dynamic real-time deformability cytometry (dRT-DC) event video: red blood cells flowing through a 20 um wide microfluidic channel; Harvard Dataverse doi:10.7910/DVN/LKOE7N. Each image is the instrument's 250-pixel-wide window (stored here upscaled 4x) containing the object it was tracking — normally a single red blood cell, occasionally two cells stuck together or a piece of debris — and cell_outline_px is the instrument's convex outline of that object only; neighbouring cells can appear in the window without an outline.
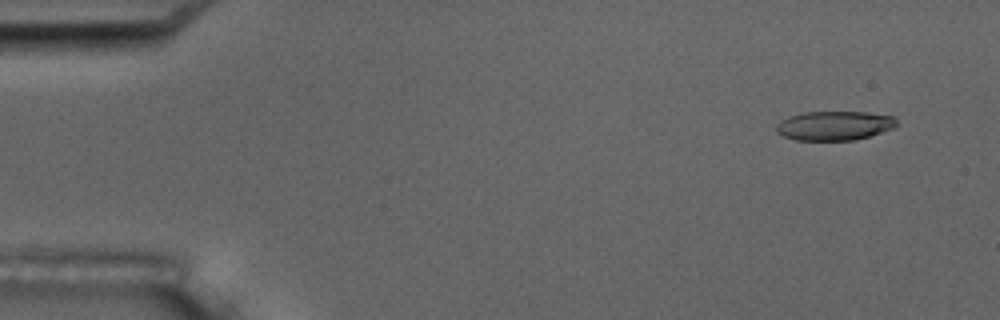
{"species": "common noctule bat (a hibernating species)", "species_latin": "Nyctalus noctula", "temperature_condition": "room temperature", "stored_images_in_passage": 51, "camera_frame_rate_fps": 3000, "um_per_image_px": 0.085, "animal": {"sex": "male", "body_mass_g": 17.5, "forearm_length_mm": 52.3}, "frame": {"image": 1, "passage_image": 1, "time_ms": 0.0, "image_size_px": [1000, 320], "cell_outline_px": [[896, 128], [856, 140], [796, 140], [784, 136], [776, 132], [776, 124], [780, 120], [788, 116], [804, 112], [864, 112], [896, 116]], "centroid_in_image_um": [70.93, 10.68], "position_along_channel_um": 14.1, "area_um2": 20.69}}
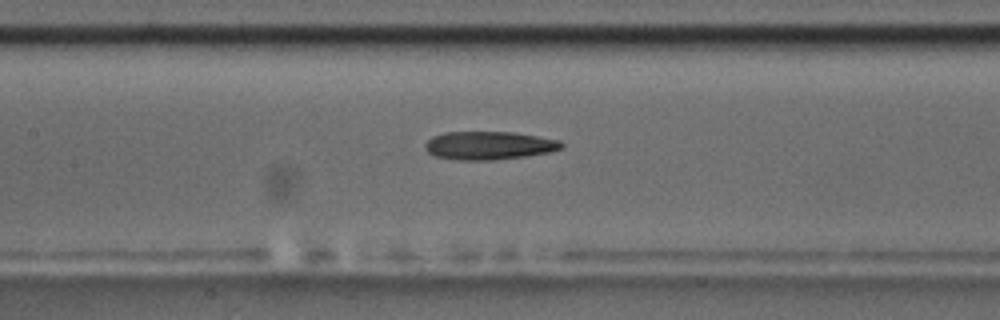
{"frame": {"image": 2, "passage_image": 22, "time_ms": 7.0, "image_size_px": [1000, 320], "cell_outline_px": [[564, 148], [548, 152], [524, 156], [492, 160], [456, 160], [436, 156], [428, 152], [424, 148], [424, 144], [432, 136], [444, 132], [512, 132], [560, 140], [564, 144]], "centroid_in_image_um": [41.54, 12.36], "position_along_channel_um": 165.9, "area_um2": 22.43}}
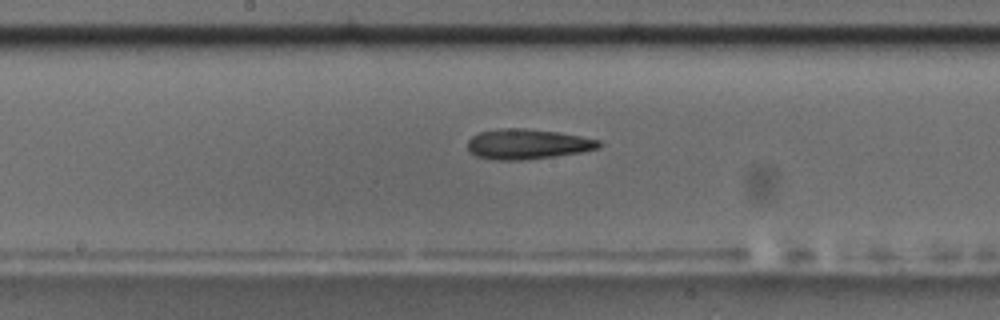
{"frame": {"image": 3, "passage_image": 25, "time_ms": 8.0, "image_size_px": [1000, 320], "cell_outline_px": [[604, 144], [596, 148], [580, 152], [552, 156], [520, 160], [496, 160], [476, 156], [468, 148], [468, 140], [472, 136], [480, 132], [500, 128], [524, 128], [560, 132], [600, 140]], "centroid_in_image_um": [44.83, 12.23], "position_along_channel_um": 203.4, "area_um2": 22.89}, "authors_computed_cell_mechanics": {"area_um2": 22.4264, "velocity_mm_per_s": 3.7808, "shape_relaxation_time_tau1_ms": 6.1362, "shape_relaxation_time_tau2_ms": 3.459, "deformation_change_tau1": 0.2003, "deformation_change_tau2": 0.1643}}